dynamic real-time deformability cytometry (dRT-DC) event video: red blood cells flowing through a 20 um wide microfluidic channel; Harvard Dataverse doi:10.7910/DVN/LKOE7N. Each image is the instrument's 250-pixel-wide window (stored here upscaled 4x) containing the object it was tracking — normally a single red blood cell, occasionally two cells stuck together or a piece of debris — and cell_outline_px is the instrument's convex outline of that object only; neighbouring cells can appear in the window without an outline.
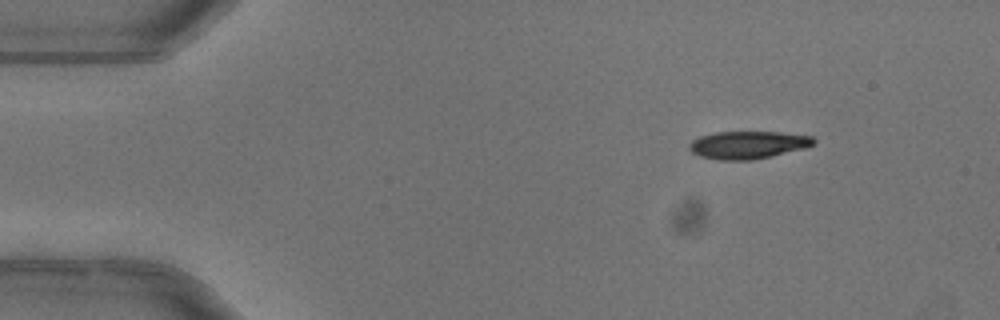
{"species": "common noctule bat (a hibernating species)", "species_latin": "Nyctalus noctula", "temperature_condition": "warm", "stored_images_in_passage": 3, "camera_frame_rate_fps": 3000, "um_per_image_px": 0.085, "animal": {"sex": "female"}, "frame": {"image": 1, "passage_image": 1, "time_ms": 0.0, "image_size_px": [1000, 320], "cell_outline_px": [[816, 140], [812, 144], [804, 148], [772, 156], [752, 160], [720, 160], [700, 156], [692, 152], [688, 148], [688, 144], [692, 140], [700, 136], [716, 132], [780, 132], [812, 136]], "centroid_in_image_um": [63.55, 12.31], "position_along_channel_um": 21.5, "area_um2": 20.0}}
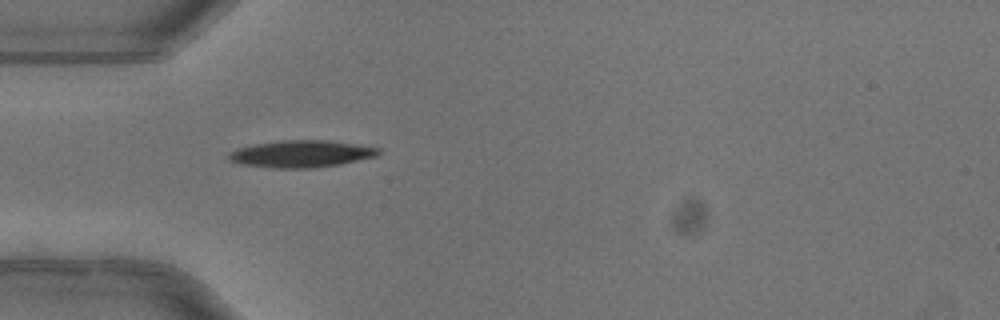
{"frame": {"image": 2, "passage_image": 3, "time_ms": 0.667, "image_size_px": [1000, 320], "cell_outline_px": [[380, 152], [376, 156], [340, 164], [316, 168], [272, 168], [236, 164], [228, 160], [228, 156], [232, 152], [240, 148], [256, 144], [284, 140], [324, 140], [380, 148]], "centroid_in_image_um": [25.58, 13.09], "position_along_channel_um": 59.4, "area_um2": 23.35}}